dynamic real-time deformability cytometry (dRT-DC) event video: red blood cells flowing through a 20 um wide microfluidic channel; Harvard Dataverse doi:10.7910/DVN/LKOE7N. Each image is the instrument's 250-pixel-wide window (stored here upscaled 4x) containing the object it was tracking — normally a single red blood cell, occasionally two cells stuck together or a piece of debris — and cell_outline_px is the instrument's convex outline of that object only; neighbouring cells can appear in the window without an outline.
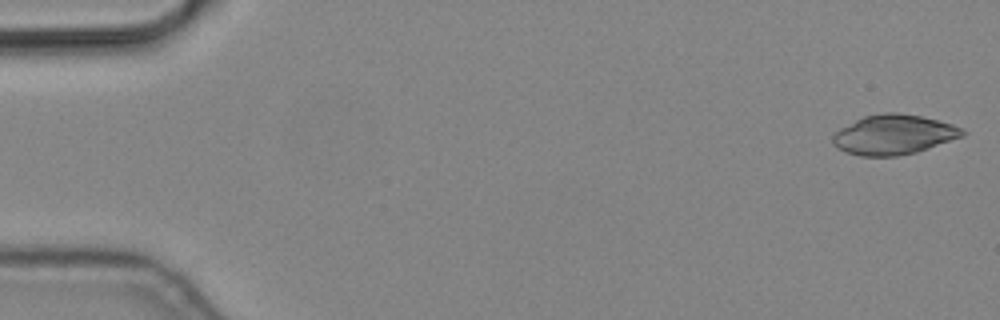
{"species": "common noctule bat (a hibernating species)", "species_latin": "Nyctalus noctula", "temperature_condition": "cold", "stored_images_in_passage": 5, "camera_frame_rate_fps": 3000, "um_per_image_px": 0.085, "animal": {"sex": "male", "body_mass_g": 19.2, "forearm_length_mm": 51.8}, "frame": {"image": 1, "passage_image": 1, "time_ms": 0.0, "image_size_px": [1000, 320], "cell_outline_px": [[968, 132], [964, 136], [916, 152], [896, 156], [860, 156], [844, 152], [836, 148], [832, 144], [832, 136], [840, 128], [864, 116], [880, 112], [896, 112], [920, 116], [952, 124]], "centroid_in_image_um": [75.93, 11.45], "position_along_channel_um": 9.1, "area_um2": 30.11}}
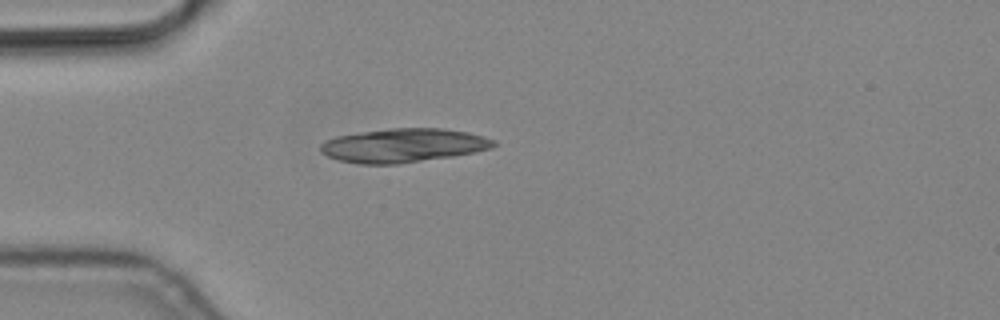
{"frame": {"image": 2, "passage_image": 5, "time_ms": 1.333, "image_size_px": [1000, 320], "cell_outline_px": [[500, 144], [492, 148], [476, 152], [452, 156], [400, 164], [360, 164], [340, 160], [328, 156], [320, 152], [320, 144], [324, 140], [336, 136], [388, 128], [444, 128], [468, 132], [484, 136], [496, 140]], "centroid_in_image_um": [34.33, 12.36], "position_along_channel_um": 50.7, "area_um2": 34.45}}